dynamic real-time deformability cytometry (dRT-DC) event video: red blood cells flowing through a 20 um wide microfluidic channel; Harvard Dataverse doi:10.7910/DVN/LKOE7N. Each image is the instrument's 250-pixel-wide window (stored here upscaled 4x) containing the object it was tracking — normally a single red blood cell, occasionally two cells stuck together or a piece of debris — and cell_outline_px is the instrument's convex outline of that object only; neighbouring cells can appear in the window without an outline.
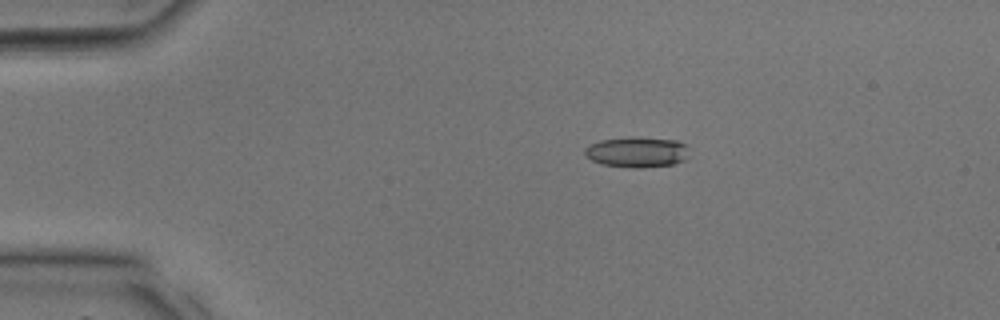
{"species": "common noctule bat (a hibernating species)", "species_latin": "Nyctalus noctula", "temperature_condition": "room temperature", "stored_images_in_passage": 36, "camera_frame_rate_fps": 3000, "um_per_image_px": 0.085, "animal": {"sex": "male", "body_mass_g": 17.9, "forearm_length_mm": 54.2}, "frame": {"image": 1, "passage_image": 7, "time_ms": 2.0, "image_size_px": [1000, 320], "cell_outline_px": [[688, 148], [684, 160], [672, 164], [640, 168], [632, 168], [604, 164], [592, 160], [584, 156], [584, 148], [600, 140], [632, 136], [676, 140], [688, 144]], "centroid_in_image_um": [54.13, 12.91], "position_along_channel_um": 30.9, "area_um2": 18.61}}
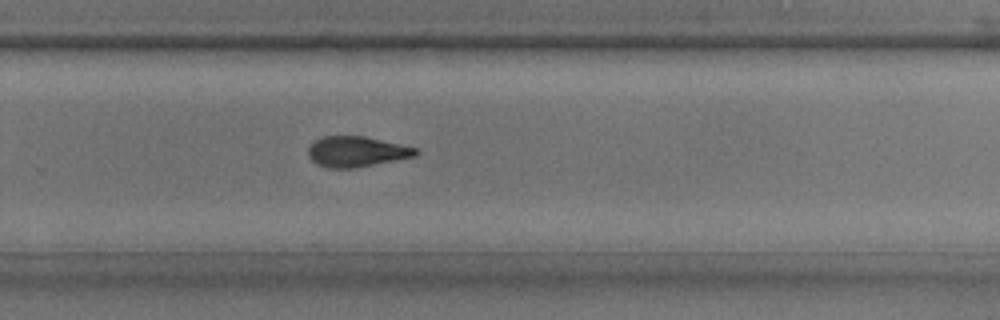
{"frame": {"image": 2, "passage_image": 24, "time_ms": 7.667, "image_size_px": [1000, 320], "cell_outline_px": [[420, 152], [416, 156], [356, 168], [328, 168], [316, 164], [308, 156], [308, 148], [316, 140], [324, 136], [364, 136], [420, 148]], "centroid_in_image_um": [30.35, 12.89], "position_along_channel_um": 299.5, "area_um2": 19.25}}
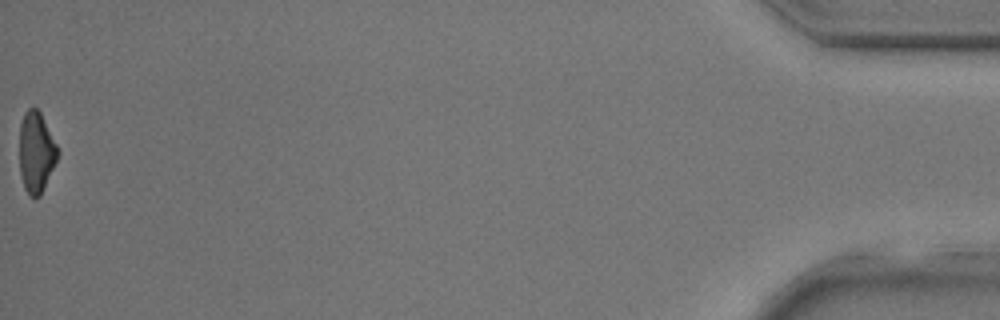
{"frame": {"image": 3, "passage_image": 36, "time_ms": 11.667, "image_size_px": [1000, 320], "cell_outline_px": [[60, 152], [40, 196], [36, 200], [28, 196], [24, 188], [20, 176], [20, 124], [24, 112], [28, 108], [36, 108], [40, 112]], "centroid_in_image_um": [3.06, 12.98], "position_along_channel_um": 432.1, "area_um2": 18.03}}